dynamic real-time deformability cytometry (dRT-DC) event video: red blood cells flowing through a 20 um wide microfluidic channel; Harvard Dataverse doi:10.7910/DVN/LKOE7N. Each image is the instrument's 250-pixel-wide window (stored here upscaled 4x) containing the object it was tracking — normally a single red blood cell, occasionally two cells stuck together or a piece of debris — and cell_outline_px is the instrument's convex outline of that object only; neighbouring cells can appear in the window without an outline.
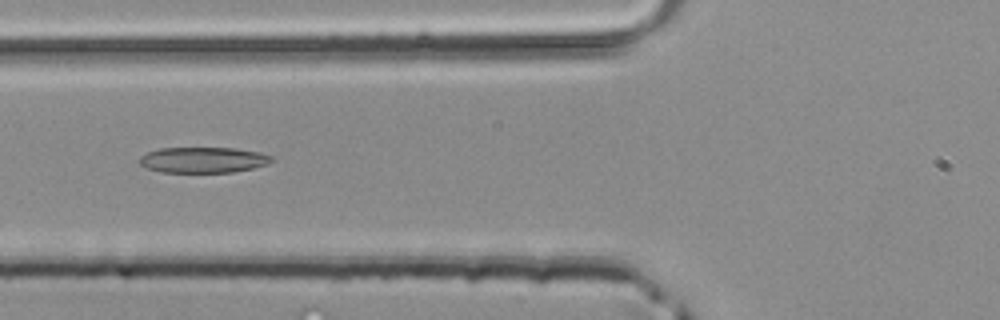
{"species": "common noctule bat (a hibernating species)", "species_latin": "Nyctalus noctula", "temperature_condition": "room temperature", "stored_images_in_passage": 34, "camera_frame_rate_fps": 3000, "um_per_image_px": 0.085, "animal": {"sex": "male", "body_mass_g": 20.4}, "frame": {"image": 1, "passage_image": 7, "time_ms": 2.0, "image_size_px": [1000, 320], "cell_outline_px": [[272, 160], [268, 164], [252, 168], [232, 172], [160, 172], [148, 168], [140, 164], [140, 156], [148, 152], [160, 148], [236, 148], [260, 152], [272, 156]], "centroid_in_image_um": [17.28, 13.59], "position_along_channel_um": 108.5, "area_um2": 19.71}}
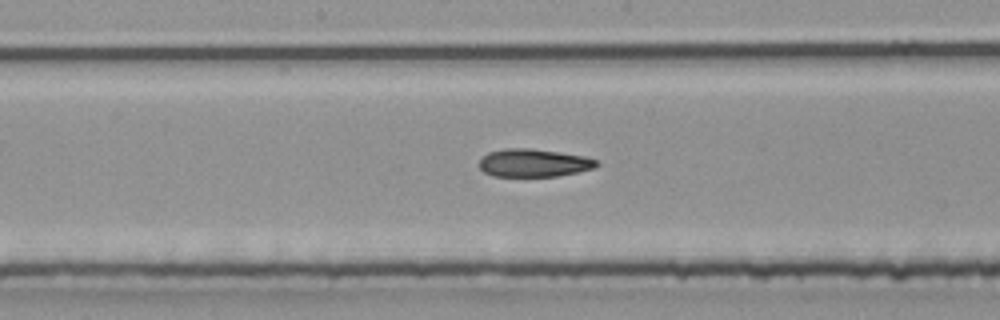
{"frame": {"image": 2, "passage_image": 13, "time_ms": 4.0, "image_size_px": [1000, 320], "cell_outline_px": [[600, 164], [592, 168], [576, 172], [556, 176], [492, 176], [484, 172], [480, 168], [480, 160], [488, 152], [504, 148], [532, 148], [584, 156], [600, 160]], "centroid_in_image_um": [45.37, 13.84], "position_along_channel_um": 202.8, "area_um2": 19.07}}
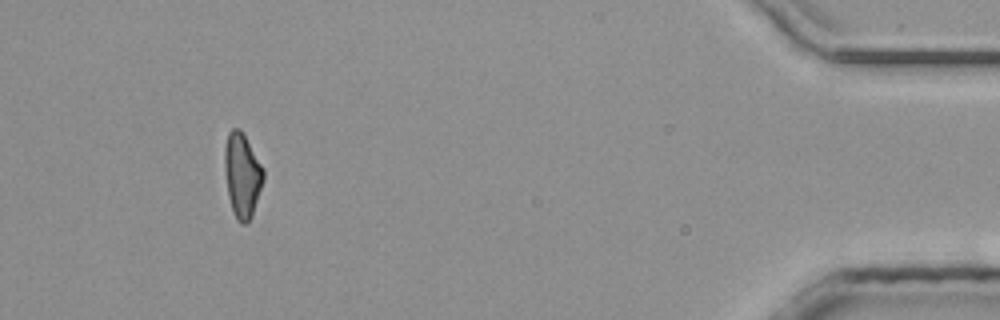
{"frame": {"image": 3, "passage_image": 31, "time_ms": 10.0, "image_size_px": [1000, 320], "cell_outline_px": [[264, 180], [252, 216], [244, 224], [240, 224], [236, 220], [232, 212], [228, 196], [224, 172], [224, 148], [228, 132], [232, 128], [240, 128], [264, 168]], "centroid_in_image_um": [20.57, 14.9], "position_along_channel_um": 414.6, "area_um2": 19.36}}